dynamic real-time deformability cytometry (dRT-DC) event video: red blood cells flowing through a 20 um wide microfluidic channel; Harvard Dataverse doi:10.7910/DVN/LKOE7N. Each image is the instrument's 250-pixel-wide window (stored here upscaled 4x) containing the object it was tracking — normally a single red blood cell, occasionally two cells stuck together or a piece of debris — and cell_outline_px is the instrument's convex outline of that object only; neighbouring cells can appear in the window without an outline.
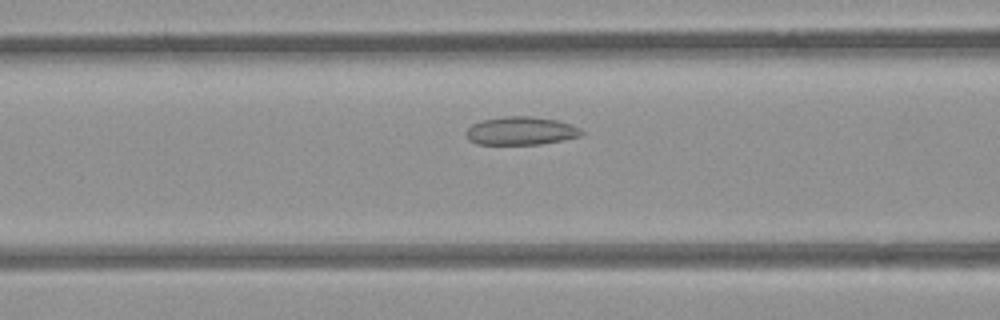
{"species": "common noctule bat (a hibernating species)", "species_latin": "Nyctalus noctula", "temperature_condition": "room temperature", "stored_images_in_passage": 17, "camera_frame_rate_fps": 3000, "um_per_image_px": 0.085, "animal": {"sex": "female", "body_mass_g": 21.9}, "frame": {"image": 1, "passage_image": 15, "time_ms": 4.667, "image_size_px": [1000, 320], "cell_outline_px": [[584, 132], [580, 136], [540, 144], [476, 144], [468, 140], [464, 132], [472, 124], [480, 120], [504, 116], [532, 116], [556, 120], [572, 124], [580, 128]], "centroid_in_image_um": [44.24, 11.11], "position_along_channel_um": 122.4, "area_um2": 19.07}}